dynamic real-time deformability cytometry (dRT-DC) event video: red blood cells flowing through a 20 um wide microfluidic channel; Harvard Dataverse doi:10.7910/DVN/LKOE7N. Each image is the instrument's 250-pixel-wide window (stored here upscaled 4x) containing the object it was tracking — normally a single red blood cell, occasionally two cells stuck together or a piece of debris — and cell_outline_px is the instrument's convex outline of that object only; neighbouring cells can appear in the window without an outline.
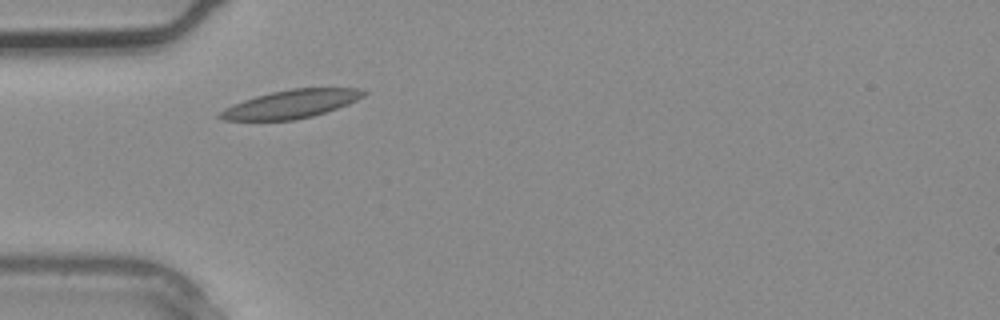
{"species": "common noctule bat (a hibernating species)", "species_latin": "Nyctalus noctula", "temperature_condition": "warm", "stored_images_in_passage": 2, "camera_frame_rate_fps": 3000, "um_per_image_px": 0.085, "animal": {"sex": "male", "body_mass_g": 20.4}, "frame": {"image": 1, "passage_image": 1, "time_ms": 0.0, "image_size_px": [1000, 320], "cell_outline_px": [[368, 92], [364, 96], [348, 104], [312, 116], [296, 120], [224, 120], [216, 116], [224, 108], [232, 104], [256, 96], [272, 92], [292, 88], [356, 88]], "centroid_in_image_um": [24.72, 8.84], "position_along_channel_um": 60.3, "area_um2": 23.47}}